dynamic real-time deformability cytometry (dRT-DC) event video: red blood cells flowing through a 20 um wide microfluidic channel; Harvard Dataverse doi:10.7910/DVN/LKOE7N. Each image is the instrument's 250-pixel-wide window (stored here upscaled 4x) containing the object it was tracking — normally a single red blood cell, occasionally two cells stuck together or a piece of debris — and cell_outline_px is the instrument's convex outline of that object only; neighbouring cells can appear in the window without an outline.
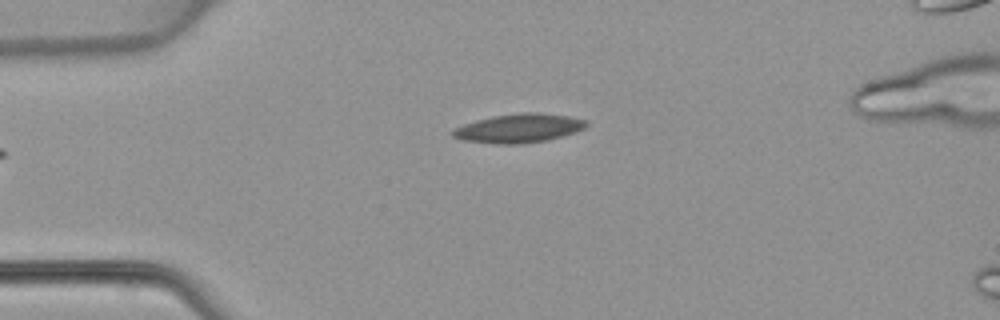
{"species": "common noctule bat (a hibernating species)", "species_latin": "Nyctalus noctula", "temperature_condition": "warm", "stored_images_in_passage": 33, "camera_frame_rate_fps": 3000, "um_per_image_px": 0.085, "animal": {"sex": "female", "body_mass_g": 22.7, "forearm_length_mm": 54.2}, "frame": {"image": 1, "passage_image": 1, "time_ms": 0.0, "image_size_px": [1000, 320], "cell_outline_px": [[588, 124], [584, 128], [576, 132], [548, 140], [524, 144], [500, 144], [464, 140], [452, 136], [452, 132], [456, 128], [464, 124], [476, 120], [492, 116], [520, 112], [536, 112], [568, 116], [588, 120]], "centroid_in_image_um": [44.14, 10.9], "position_along_channel_um": 40.9, "area_um2": 22.48}}
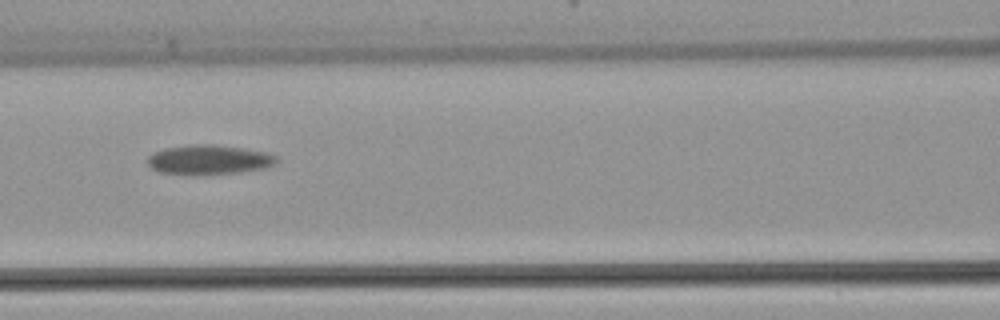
{"frame": {"image": 2, "passage_image": 11, "time_ms": 3.333, "image_size_px": [1000, 320], "cell_outline_px": [[276, 164], [264, 168], [240, 172], [204, 176], [192, 176], [160, 172], [152, 168], [148, 164], [148, 156], [164, 148], [188, 144], [216, 144], [244, 148], [264, 152], [276, 156]], "centroid_in_image_um": [17.74, 13.59], "position_along_channel_um": 148.9, "area_um2": 22.66}}
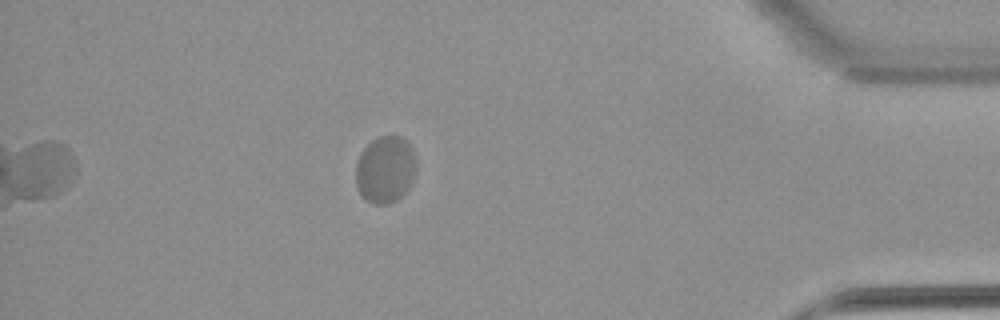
{"frame": {"image": 3, "passage_image": 33, "time_ms": 10.667, "image_size_px": [1000, 320], "cell_outline_px": [[416, 172], [408, 188], [396, 200], [388, 204], [372, 204], [360, 192], [356, 184], [356, 160], [364, 148], [372, 140], [380, 136], [400, 136], [408, 140], [416, 156]], "centroid_in_image_um": [32.77, 14.38], "position_along_channel_um": 402.4, "area_um2": 23.7}}